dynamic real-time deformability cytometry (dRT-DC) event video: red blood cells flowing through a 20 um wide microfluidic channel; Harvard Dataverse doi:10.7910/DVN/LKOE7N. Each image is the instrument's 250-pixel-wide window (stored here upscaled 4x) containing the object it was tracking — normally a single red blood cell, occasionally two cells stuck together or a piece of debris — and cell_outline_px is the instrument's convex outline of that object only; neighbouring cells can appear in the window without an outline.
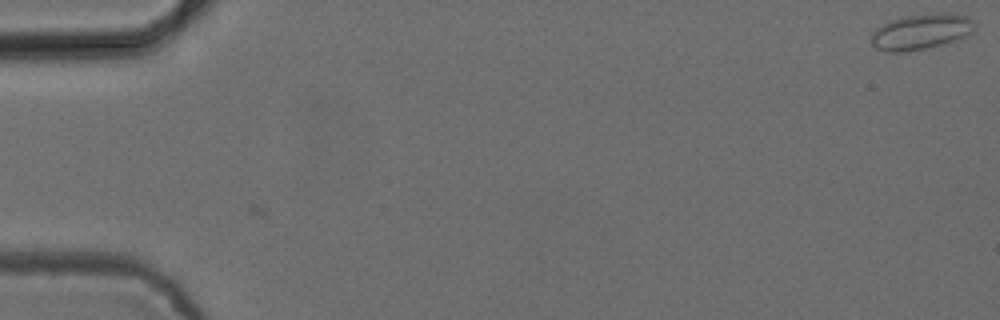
{"species": "common noctule bat (a hibernating species)", "species_latin": "Nyctalus noctula", "temperature_condition": "cold", "stored_images_in_passage": 2, "camera_frame_rate_fps": 3000, "um_per_image_px": 0.085, "animal": {"sex": "female", "body_mass_g": 24.6, "forearm_length_mm": 56.2}, "frame": {"image": 1, "passage_image": 1, "time_ms": 0.0, "image_size_px": [1000, 320], "cell_outline_px": [[976, 28], [968, 36], [948, 44], [904, 52], [888, 52], [876, 48], [872, 44], [872, 32], [876, 28], [888, 20], [900, 16], [936, 12], [944, 12], [968, 16], [976, 24]], "centroid_in_image_um": [78.33, 2.68], "position_along_channel_um": 6.7, "area_um2": 22.14}}